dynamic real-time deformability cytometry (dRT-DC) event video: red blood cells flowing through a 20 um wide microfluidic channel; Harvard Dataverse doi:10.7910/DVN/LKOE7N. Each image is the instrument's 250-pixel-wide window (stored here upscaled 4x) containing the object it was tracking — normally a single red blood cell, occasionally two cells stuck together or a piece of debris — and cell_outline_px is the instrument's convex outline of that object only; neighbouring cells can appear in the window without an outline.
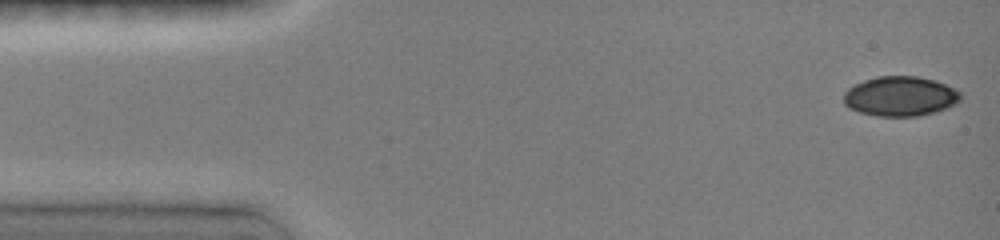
{"species": "common noctule bat (a hibernating species)", "species_latin": "Nyctalus noctula", "temperature_condition": "room temperature", "stored_images_in_passage": 47, "camera_frame_rate_fps": 3000, "um_per_image_px": 0.085, "animal": {"sex": "female", "body_mass_g": 19.0, "forearm_length_mm": 51.5}, "frame": {"image": 1, "passage_image": 1, "time_ms": 0.0, "image_size_px": [1000, 240], "cell_outline_px": [[960, 100], [956, 104], [936, 112], [916, 116], [876, 116], [860, 112], [848, 108], [844, 104], [844, 92], [848, 88], [864, 80], [876, 76], [916, 76], [932, 80], [944, 84], [960, 92]], "centroid_in_image_um": [76.49, 8.19], "position_along_channel_um": 8.5, "area_um2": 26.99}}
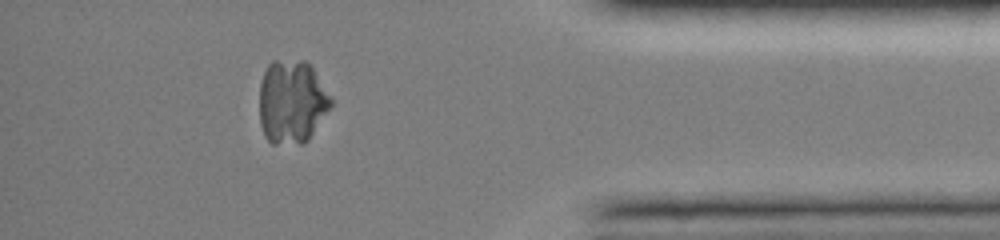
{"frame": {"image": 2, "passage_image": 41, "time_ms": 13.333, "image_size_px": [1000, 240], "cell_outline_px": [[332, 104], [308, 140], [300, 144], [272, 144], [264, 136], [260, 124], [260, 84], [264, 72], [268, 64], [272, 60], [304, 60], [312, 68], [332, 100]], "centroid_in_image_um": [24.77, 8.67], "position_along_channel_um": 410.4, "area_um2": 34.62}}